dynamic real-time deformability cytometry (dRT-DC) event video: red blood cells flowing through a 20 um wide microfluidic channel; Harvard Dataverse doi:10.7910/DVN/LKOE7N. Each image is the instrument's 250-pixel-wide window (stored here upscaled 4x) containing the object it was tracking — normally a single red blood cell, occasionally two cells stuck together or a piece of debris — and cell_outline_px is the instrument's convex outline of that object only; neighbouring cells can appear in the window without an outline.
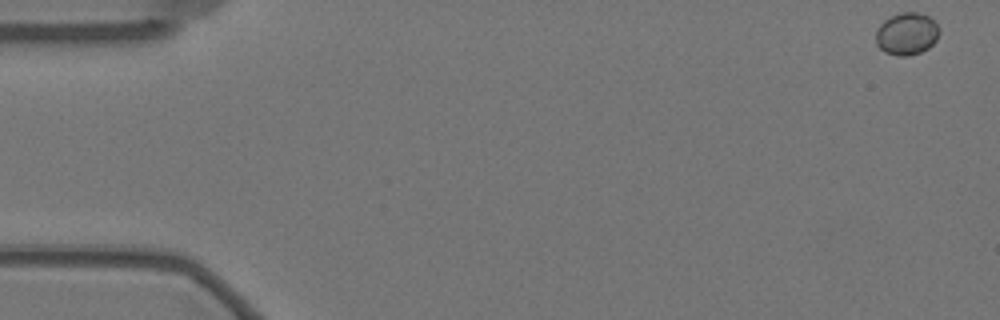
{"species": "Egyptian fruit bat (a non-hibernating species)", "species_latin": "Rousettus aegyptiacus", "temperature_condition": "warm", "stored_images_in_passage": 42, "camera_frame_rate_fps": 3000, "um_per_image_px": 0.085, "animal": {"sex": "female"}, "frame": {"image": 1, "passage_image": 1, "time_ms": 0.0, "image_size_px": [1000, 320], "cell_outline_px": [[940, 32], [936, 40], [928, 48], [920, 52], [908, 56], [900, 56], [884, 52], [876, 44], [876, 28], [884, 20], [900, 12], [920, 12], [928, 16], [940, 28]], "centroid_in_image_um": [77.07, 2.87], "position_along_channel_um": 7.9, "area_um2": 15.72}}
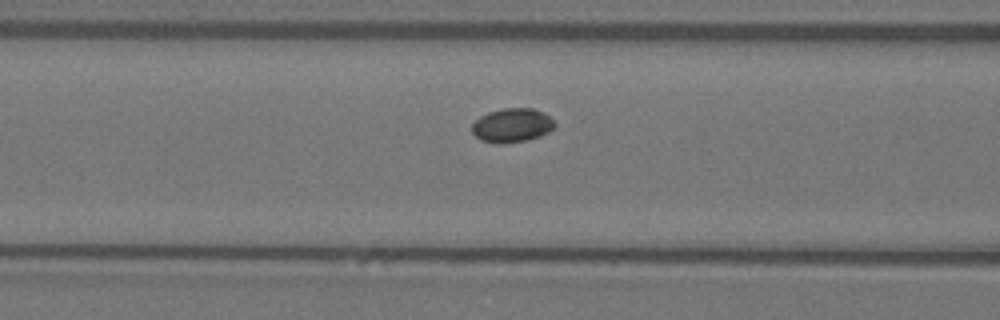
{"frame": {"image": 2, "passage_image": 23, "time_ms": 7.333, "image_size_px": [1000, 320], "cell_outline_px": [[556, 124], [548, 132], [540, 136], [524, 140], [480, 140], [472, 132], [472, 124], [480, 116], [488, 112], [504, 108], [532, 108], [544, 112]], "centroid_in_image_um": [43.54, 10.59], "position_along_channel_um": 123.1, "area_um2": 15.61}}
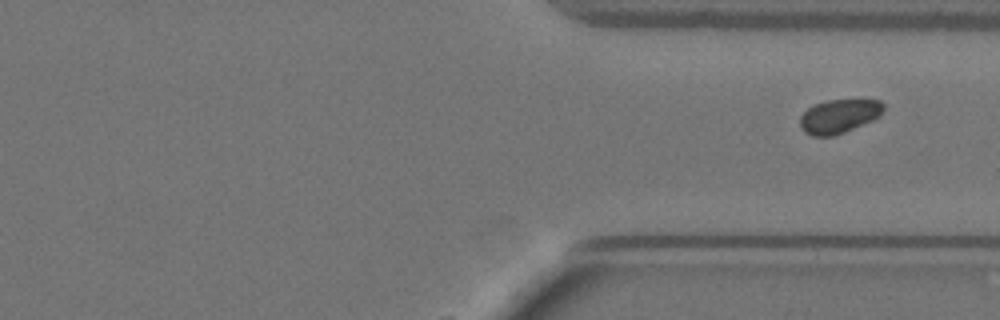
{"frame": {"image": 3, "passage_image": 42, "time_ms": 13.667, "image_size_px": [1000, 320], "cell_outline_px": [[884, 108], [872, 120], [836, 136], [812, 136], [804, 132], [800, 128], [800, 116], [812, 104], [828, 100], [880, 100], [884, 104]], "centroid_in_image_um": [71.26, 9.88], "position_along_channel_um": 340.1, "area_um2": 16.42}}